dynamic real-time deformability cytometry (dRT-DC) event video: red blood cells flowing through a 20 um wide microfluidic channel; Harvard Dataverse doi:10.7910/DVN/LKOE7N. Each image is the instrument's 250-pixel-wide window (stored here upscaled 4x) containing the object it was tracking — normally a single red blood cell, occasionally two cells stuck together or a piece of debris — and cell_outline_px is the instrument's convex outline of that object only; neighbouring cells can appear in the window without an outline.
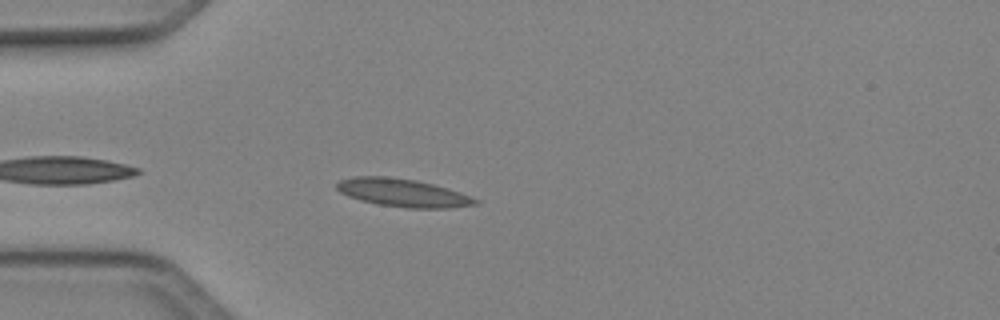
{"species": "Egyptian fruit bat (a non-hibernating species)", "species_latin": "Rousettus aegyptiacus", "temperature_condition": "cold", "stored_images_in_passage": 36, "camera_frame_rate_fps": 3000, "um_per_image_px": 0.085, "animal": {"sex": "female"}, "frame": {"image": 1, "passage_image": 3, "time_ms": 0.667, "image_size_px": [1000, 320], "cell_outline_px": [[480, 204], [448, 208], [408, 208], [380, 204], [360, 200], [348, 196], [340, 192], [336, 188], [336, 184], [340, 180], [352, 176], [384, 176], [416, 180], [448, 188], [460, 192], [480, 200]], "centroid_in_image_um": [34.25, 16.38], "position_along_channel_um": 50.7, "area_um2": 22.6}}
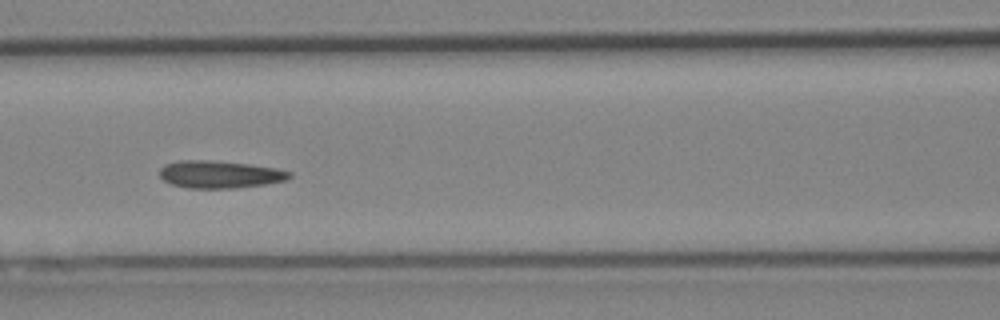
{"frame": {"image": 2, "passage_image": 11, "time_ms": 3.333, "image_size_px": [1000, 320], "cell_outline_px": [[292, 176], [284, 180], [264, 184], [236, 188], [188, 188], [172, 184], [164, 180], [160, 176], [160, 168], [164, 164], [180, 160], [208, 160], [248, 164], [276, 168], [292, 172]], "centroid_in_image_um": [18.66, 14.82], "position_along_channel_um": 147.9, "area_um2": 20.63}}
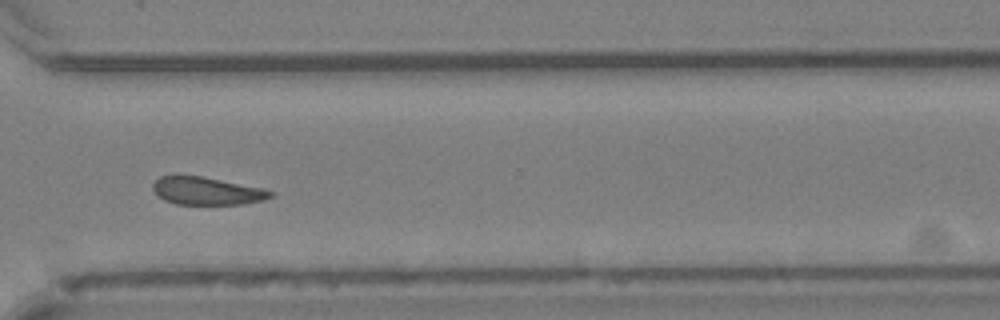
{"frame": {"image": 3, "passage_image": 26, "time_ms": 8.333, "image_size_px": [1000, 320], "cell_outline_px": [[272, 196], [264, 200], [240, 204], [176, 204], [164, 200], [152, 188], [152, 184], [160, 176], [176, 172], [204, 176], [264, 188], [272, 192]], "centroid_in_image_um": [17.52, 16.18], "position_along_channel_um": 353.1, "area_um2": 19.54}, "authors_computed_cell_mechanics": {"area_um2": 20.4901, "velocity_mm_per_s": 4.1035, "shape_relaxation_time_tau1_ms": 9.1877, "shape_relaxation_time_tau2_ms": 5.0225, "deformation_change_tau1": 0.1661, "deformation_change_tau2": 0.1087}}